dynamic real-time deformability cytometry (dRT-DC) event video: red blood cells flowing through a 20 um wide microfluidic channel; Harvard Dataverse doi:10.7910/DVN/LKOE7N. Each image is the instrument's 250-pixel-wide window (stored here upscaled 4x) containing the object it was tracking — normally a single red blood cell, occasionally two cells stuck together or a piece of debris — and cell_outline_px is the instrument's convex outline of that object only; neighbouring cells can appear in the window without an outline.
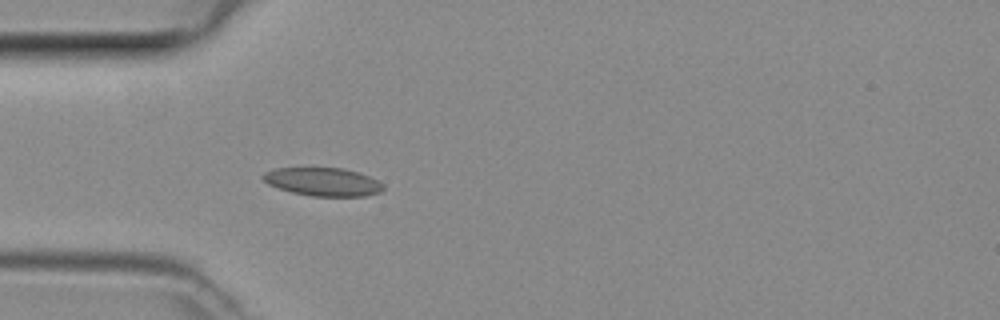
{"species": "common noctule bat (a hibernating species)", "species_latin": "Nyctalus noctula", "temperature_condition": "room temperature", "stored_images_in_passage": 47, "camera_frame_rate_fps": 3000, "um_per_image_px": 0.085, "animal": {"sex": "female", "body_mass_g": 29.2, "forearm_length_mm": 56.3}, "frame": {"image": 1, "passage_image": 13, "time_ms": 4.0, "image_size_px": [1000, 320], "cell_outline_px": [[384, 188], [380, 192], [364, 196], [312, 196], [292, 192], [268, 184], [260, 176], [264, 172], [276, 168], [344, 168], [368, 176], [384, 184]], "centroid_in_image_um": [27.44, 15.45], "position_along_channel_um": 57.6, "area_um2": 19.65}}
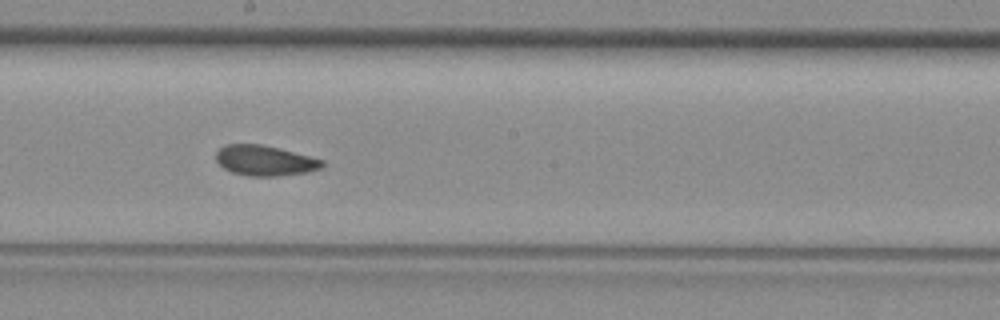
{"frame": {"image": 2, "passage_image": 25, "time_ms": 8.0, "image_size_px": [1000, 320], "cell_outline_px": [[324, 168], [308, 172], [276, 176], [252, 176], [232, 172], [224, 168], [216, 160], [216, 152], [224, 144], [260, 144], [280, 148], [324, 160]], "centroid_in_image_um": [22.54, 13.64], "position_along_channel_um": 225.7, "area_um2": 18.79}}
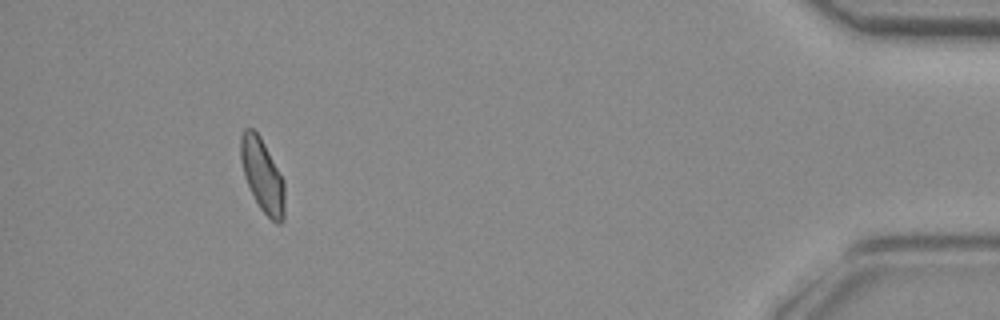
{"frame": {"image": 3, "passage_image": 43, "time_ms": 14.0, "image_size_px": [1000, 320], "cell_outline_px": [[284, 220], [280, 224], [276, 224], [260, 208], [244, 176], [240, 160], [240, 136], [244, 128], [252, 128], [260, 136], [284, 180]], "centroid_in_image_um": [22.3, 14.9], "position_along_channel_um": 412.9, "area_um2": 18.67}}